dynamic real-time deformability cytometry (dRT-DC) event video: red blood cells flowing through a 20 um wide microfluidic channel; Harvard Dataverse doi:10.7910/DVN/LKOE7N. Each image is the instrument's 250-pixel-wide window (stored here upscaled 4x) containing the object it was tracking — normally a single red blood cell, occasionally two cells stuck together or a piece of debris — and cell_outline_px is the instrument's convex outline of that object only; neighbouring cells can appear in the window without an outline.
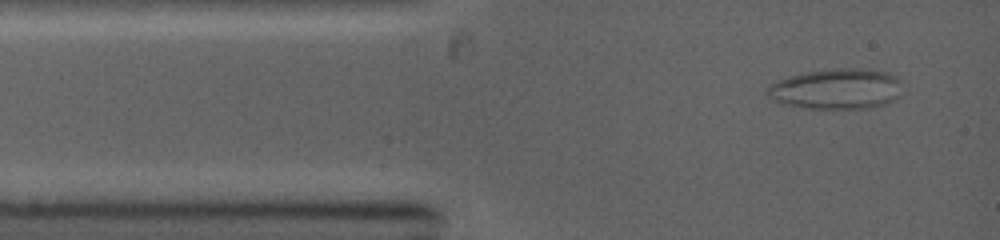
{"species": "common noctule bat (a hibernating species)", "species_latin": "Nyctalus noctula", "temperature_condition": "warm", "stored_images_in_passage": 3, "camera_frame_rate_fps": 5000, "um_per_image_px": 0.085, "animal": {"sex": "female", "body_mass_g": 19.0, "forearm_length_mm": 53.3}, "frame": {"image": 1, "passage_image": 1, "time_ms": 0.0, "image_size_px": [1000, 240], "cell_outline_px": [[904, 92], [896, 100], [884, 104], [868, 108], [804, 108], [780, 104], [768, 100], [764, 92], [772, 84], [788, 76], [804, 72], [832, 68], [860, 68], [888, 72], [896, 76], [900, 80]], "centroid_in_image_um": [71.1, 7.56], "position_along_channel_um": 13.9, "area_um2": 32.6}}
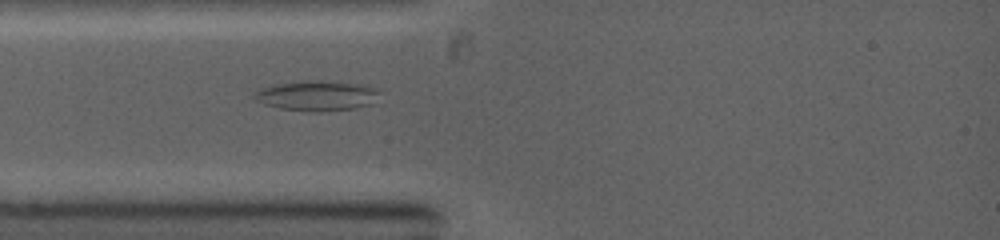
{"frame": {"image": 2, "passage_image": 3, "time_ms": 2.0, "image_size_px": [1000, 240], "cell_outline_px": [[380, 92], [372, 104], [352, 108], [320, 112], [316, 112], [280, 108], [264, 104], [256, 100], [252, 96], [260, 88], [272, 84], [308, 80], [320, 80], [356, 84], [380, 88]], "centroid_in_image_um": [26.92, 8.12], "position_along_channel_um": 58.1, "area_um2": 21.96}}